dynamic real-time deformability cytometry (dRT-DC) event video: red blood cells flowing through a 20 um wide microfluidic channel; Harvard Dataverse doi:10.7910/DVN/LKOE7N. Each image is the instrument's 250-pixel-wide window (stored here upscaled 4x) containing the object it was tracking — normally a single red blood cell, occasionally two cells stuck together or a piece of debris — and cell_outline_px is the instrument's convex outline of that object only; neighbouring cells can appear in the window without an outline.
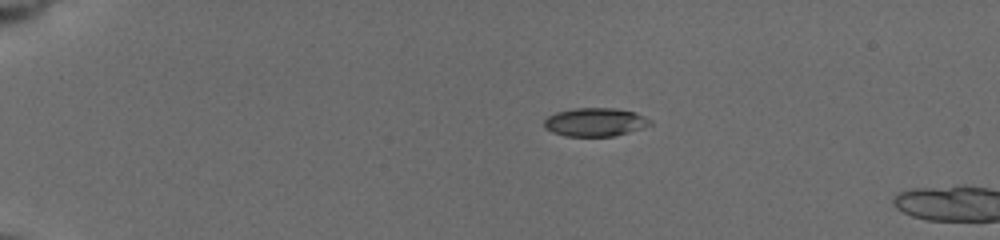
{"species": "common noctule bat (a hibernating species)", "species_latin": "Nyctalus noctula", "temperature_condition": "cold", "stored_images_in_passage": 4, "camera_frame_rate_fps": 3000, "um_per_image_px": 0.085, "animal": {"sex": "female", "body_mass_g": 19.5, "forearm_length_mm": 54.1}, "frame": {"image": 1, "passage_image": 1, "time_ms": 0.0, "image_size_px": [1000, 240], "cell_outline_px": [[652, 124], [640, 128], [612, 136], [564, 136], [552, 132], [544, 128], [544, 120], [548, 116], [556, 112], [576, 108], [616, 108], [636, 112], [652, 120]], "centroid_in_image_um": [50.56, 10.37], "position_along_channel_um": 34.4, "area_um2": 17.51}}